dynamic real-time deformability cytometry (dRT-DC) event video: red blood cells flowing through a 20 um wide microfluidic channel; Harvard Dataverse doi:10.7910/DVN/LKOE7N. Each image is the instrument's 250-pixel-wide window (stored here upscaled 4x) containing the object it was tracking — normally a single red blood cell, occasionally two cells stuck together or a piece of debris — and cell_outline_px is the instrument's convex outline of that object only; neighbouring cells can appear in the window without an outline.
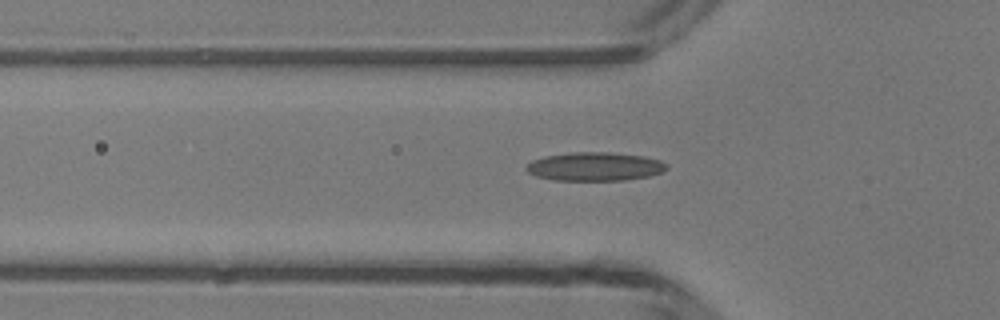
{"species": "common noctule bat (a hibernating species)", "species_latin": "Nyctalus noctula", "temperature_condition": "room temperature", "stored_images_in_passage": 45, "camera_frame_rate_fps": 3000, "um_per_image_px": 0.085, "animal": {"sex": "male", "body_mass_g": 13.3}, "frame": {"image": 1, "passage_image": 16, "time_ms": 5.0, "image_size_px": [1000, 320], "cell_outline_px": [[668, 168], [660, 172], [648, 176], [624, 180], [552, 180], [536, 176], [528, 172], [524, 168], [532, 160], [544, 156], [572, 152], [608, 152], [644, 156], [660, 160], [668, 164]], "centroid_in_image_um": [50.54, 14.15], "position_along_channel_um": 75.3, "area_um2": 23.41}}
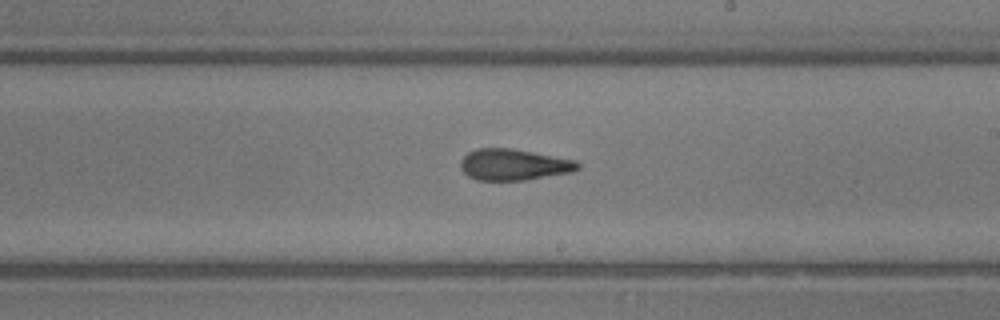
{"frame": {"image": 2, "passage_image": 28, "time_ms": 9.0, "image_size_px": [1000, 320], "cell_outline_px": [[580, 168], [572, 172], [524, 180], [476, 180], [468, 176], [460, 168], [460, 160], [468, 152], [476, 148], [512, 148], [576, 160], [580, 164]], "centroid_in_image_um": [43.65, 13.99], "position_along_channel_um": 245.3, "area_um2": 21.44}}
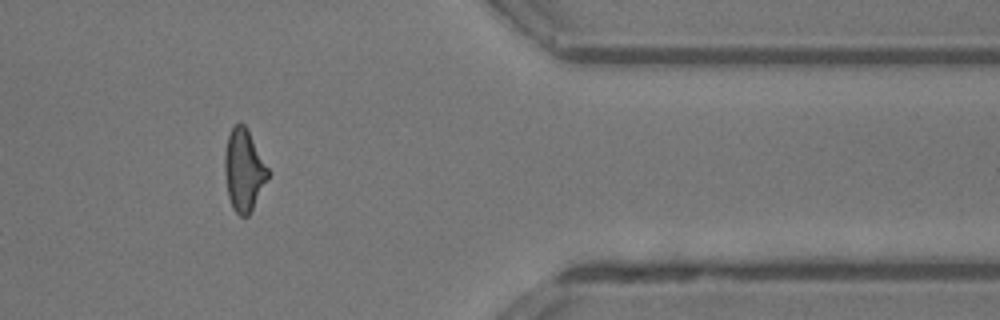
{"frame": {"image": 3, "passage_image": 40, "time_ms": 13.0, "image_size_px": [1000, 320], "cell_outline_px": [[268, 176], [248, 216], [240, 216], [232, 208], [228, 196], [224, 172], [224, 152], [228, 136], [232, 128], [240, 120], [244, 124], [268, 168]], "centroid_in_image_um": [20.68, 14.45], "position_along_channel_um": 390.7, "area_um2": 20.23}, "authors_computed_cell_mechanics": {"area_um2": 21.2126, "velocity_mm_per_s": 4.2292, "shape_relaxation_time_tau1_ms": 9.2442, "shape_relaxation_time_tau2_ms": 2.4249, "deformation_change_tau1": 0.2131, "deformation_change_tau2": 0.1222}}